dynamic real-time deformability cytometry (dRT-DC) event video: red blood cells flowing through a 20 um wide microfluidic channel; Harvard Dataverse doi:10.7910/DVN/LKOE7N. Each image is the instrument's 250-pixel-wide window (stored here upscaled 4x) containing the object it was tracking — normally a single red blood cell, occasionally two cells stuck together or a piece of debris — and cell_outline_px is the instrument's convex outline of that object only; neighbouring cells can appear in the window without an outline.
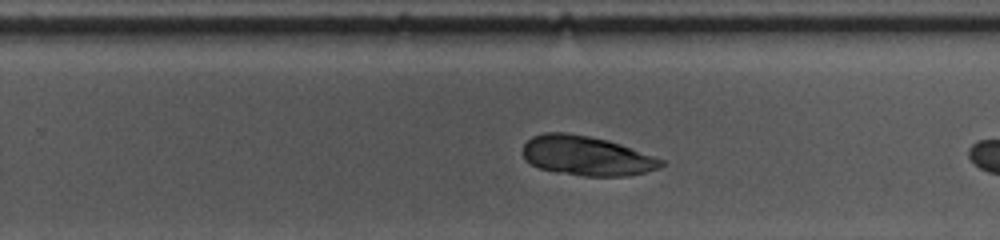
{"species": "common noctule bat (a hibernating species)", "species_latin": "Nyctalus noctula", "temperature_condition": "cold", "stored_images_in_passage": 29, "camera_frame_rate_fps": 3000, "um_per_image_px": 0.085, "animal": {"sex": "female", "body_mass_g": 10.0, "forearm_length_mm": 53.1}, "frame": {"image": 1, "passage_image": 21, "time_ms": 6.667, "image_size_px": [1000, 240], "cell_outline_px": [[664, 164], [660, 168], [628, 176], [584, 176], [556, 172], [540, 168], [524, 160], [524, 144], [532, 136], [544, 132], [564, 132], [588, 136], [608, 140], [620, 144], [664, 160]], "centroid_in_image_um": [49.85, 13.24], "position_along_channel_um": 280.0, "area_um2": 31.73}}